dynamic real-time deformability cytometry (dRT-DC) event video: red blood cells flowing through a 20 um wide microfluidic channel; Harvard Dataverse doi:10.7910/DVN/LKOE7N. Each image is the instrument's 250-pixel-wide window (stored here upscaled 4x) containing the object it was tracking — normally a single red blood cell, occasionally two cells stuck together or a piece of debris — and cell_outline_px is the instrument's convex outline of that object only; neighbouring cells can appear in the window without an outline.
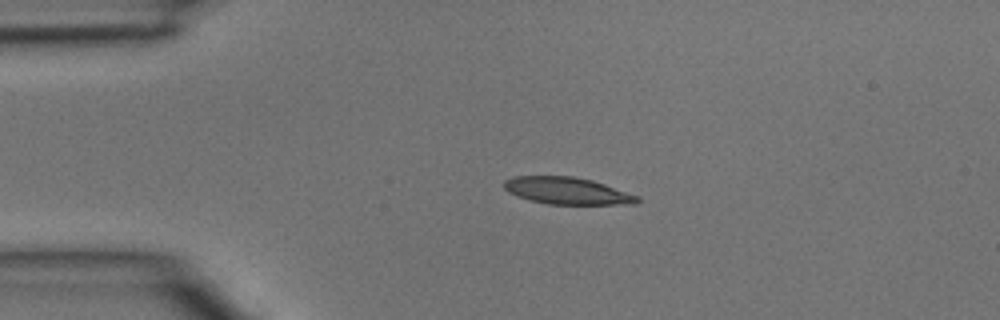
{"species": "common noctule bat (a hibernating species)", "species_latin": "Nyctalus noctula", "temperature_condition": "room temperature", "stored_images_in_passage": 36, "camera_frame_rate_fps": 3000, "um_per_image_px": 0.085, "animal": {"sex": "male", "body_mass_g": 15.6}, "frame": {"image": 1, "passage_image": 1, "time_ms": 0.0, "image_size_px": [1000, 320], "cell_outline_px": [[640, 200], [636, 204], [548, 204], [516, 196], [508, 192], [504, 188], [504, 180], [512, 176], [572, 176], [592, 180], [640, 196]], "centroid_in_image_um": [48.21, 16.21], "position_along_channel_um": 36.8, "area_um2": 20.98}}
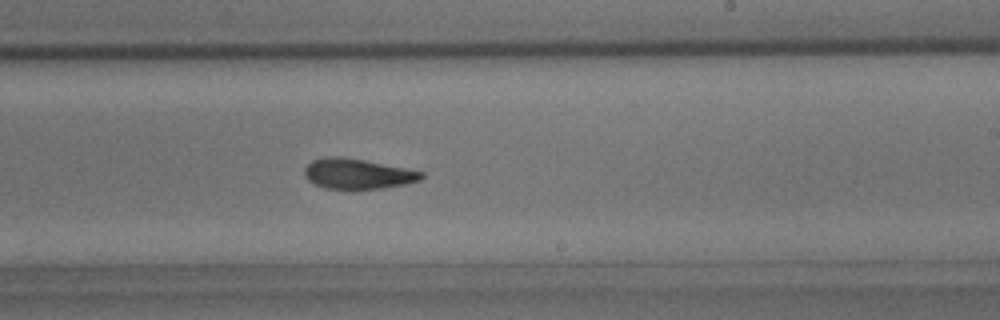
{"frame": {"image": 2, "passage_image": 18, "time_ms": 5.667, "image_size_px": [1000, 320], "cell_outline_px": [[424, 176], [420, 180], [404, 184], [380, 188], [324, 188], [308, 180], [304, 176], [304, 168], [312, 160], [328, 156], [340, 156], [364, 160], [408, 168], [424, 172]], "centroid_in_image_um": [30.39, 14.75], "position_along_channel_um": 258.6, "area_um2": 20.46}}
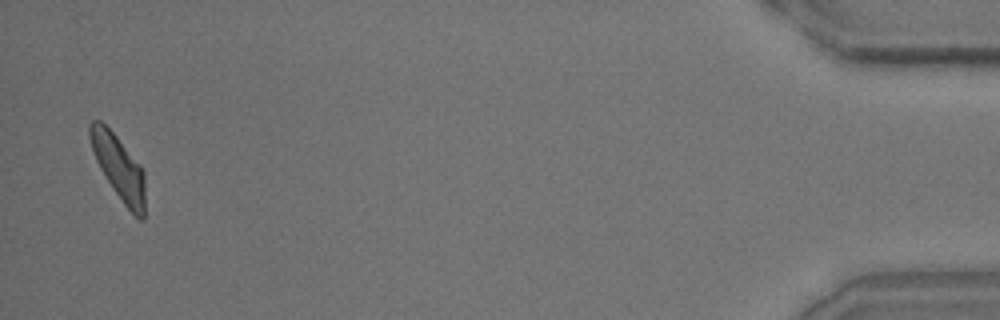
{"frame": {"image": 3, "passage_image": 35, "time_ms": 11.333, "image_size_px": [1000, 320], "cell_outline_px": [[144, 220], [140, 220], [124, 204], [100, 168], [96, 160], [88, 136], [88, 124], [92, 120], [100, 120], [116, 136], [140, 164], [144, 172]], "centroid_in_image_um": [10.08, 14.19], "position_along_channel_um": 425.1, "area_um2": 20.29}}